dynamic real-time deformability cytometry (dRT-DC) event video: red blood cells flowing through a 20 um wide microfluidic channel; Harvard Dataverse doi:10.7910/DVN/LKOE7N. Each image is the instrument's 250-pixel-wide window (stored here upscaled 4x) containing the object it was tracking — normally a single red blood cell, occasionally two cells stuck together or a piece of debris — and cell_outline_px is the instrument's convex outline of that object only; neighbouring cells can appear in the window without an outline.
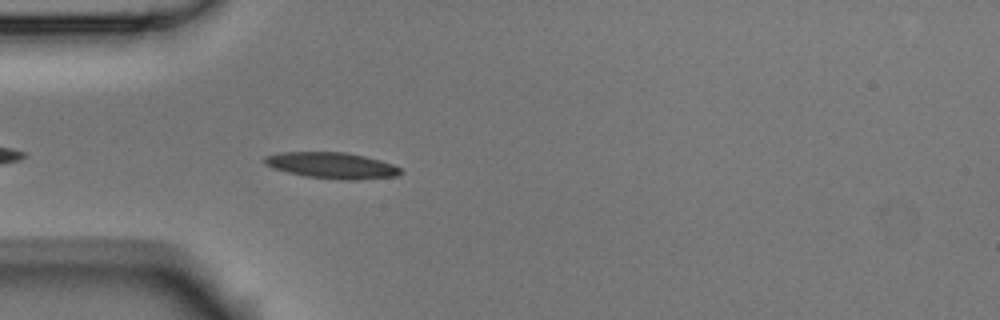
{"species": "Egyptian fruit bat (a non-hibernating species)", "species_latin": "Rousettus aegyptiacus", "temperature_condition": "room temperature", "stored_images_in_passage": 1, "camera_frame_rate_fps": 3000, "um_per_image_px": 0.085, "animal": {"sex": "male"}, "frame": {"image": 1, "passage_image": 1, "time_ms": 0.0, "image_size_px": [1000, 320], "cell_outline_px": [[400, 172], [396, 176], [360, 180], [344, 180], [304, 176], [288, 172], [264, 164], [264, 156], [280, 152], [348, 152], [380, 160], [392, 164], [400, 168]], "centroid_in_image_um": [28.2, 14.06], "position_along_channel_um": 56.8, "area_um2": 20.63}}